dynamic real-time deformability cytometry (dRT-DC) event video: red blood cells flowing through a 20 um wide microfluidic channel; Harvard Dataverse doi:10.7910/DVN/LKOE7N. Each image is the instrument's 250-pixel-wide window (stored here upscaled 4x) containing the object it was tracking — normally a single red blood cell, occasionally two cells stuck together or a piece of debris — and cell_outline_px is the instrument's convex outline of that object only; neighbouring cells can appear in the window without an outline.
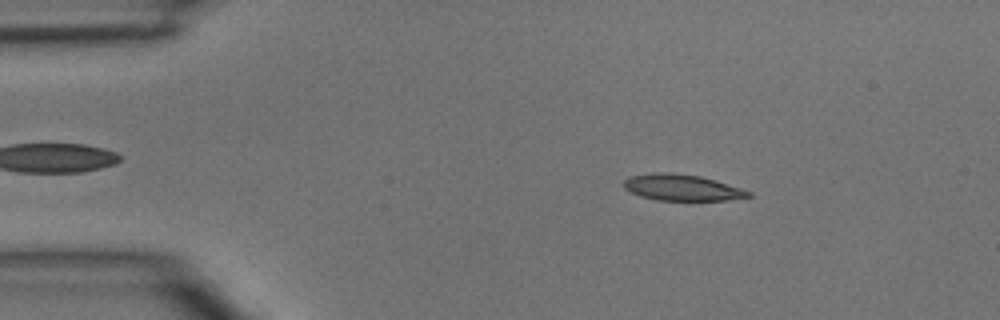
{"species": "common noctule bat (a hibernating species)", "species_latin": "Nyctalus noctula", "temperature_condition": "room temperature", "stored_images_in_passage": 14, "camera_frame_rate_fps": 3000, "um_per_image_px": 0.085, "animal": {"sex": "male", "body_mass_g": 15.6}, "frame": {"image": 1, "passage_image": 6, "time_ms": 1.667, "image_size_px": [1000, 320], "cell_outline_px": [[752, 196], [728, 200], [656, 200], [640, 196], [624, 188], [624, 180], [628, 176], [656, 172], [668, 172], [700, 176], [716, 180], [752, 192]], "centroid_in_image_um": [57.96, 15.94], "position_along_channel_um": 27.0, "area_um2": 19.02}}